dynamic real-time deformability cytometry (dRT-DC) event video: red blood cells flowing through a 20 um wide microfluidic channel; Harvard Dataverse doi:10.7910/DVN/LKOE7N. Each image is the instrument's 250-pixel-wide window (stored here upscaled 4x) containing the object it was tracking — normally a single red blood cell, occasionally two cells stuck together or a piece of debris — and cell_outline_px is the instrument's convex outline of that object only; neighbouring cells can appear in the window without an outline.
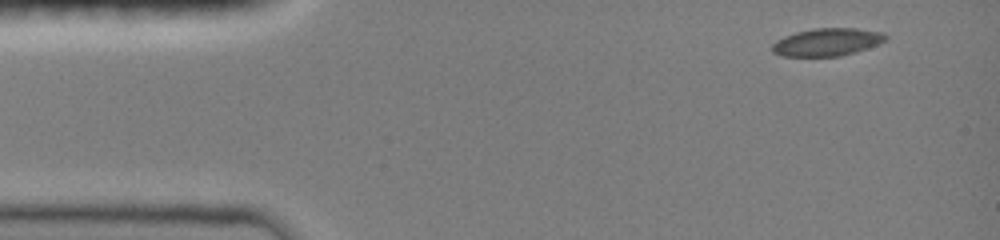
{"species": "common noctule bat (a hibernating species)", "species_latin": "Nyctalus noctula", "temperature_condition": "room temperature", "stored_images_in_passage": 43, "camera_frame_rate_fps": 3000, "um_per_image_px": 0.085, "animal": {"sex": "female", "body_mass_g": 19.0, "forearm_length_mm": 51.5}, "frame": {"image": 1, "passage_image": 1, "time_ms": 0.0, "image_size_px": [1000, 240], "cell_outline_px": [[888, 40], [840, 56], [780, 56], [772, 52], [772, 44], [776, 40], [784, 36], [796, 32], [812, 28], [856, 28], [884, 32], [888, 36]], "centroid_in_image_um": [70.28, 3.56], "position_along_channel_um": 14.7, "area_um2": 18.26}}
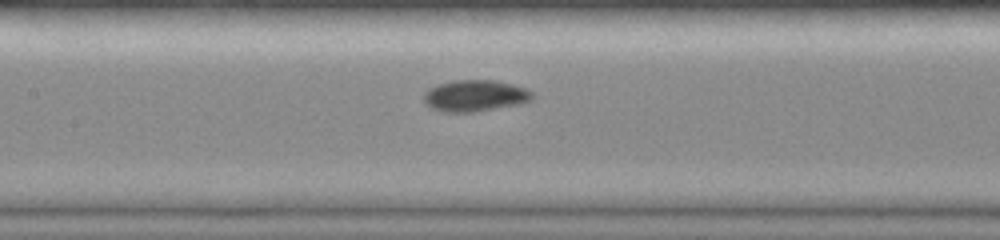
{"frame": {"image": 2, "passage_image": 19, "time_ms": 6.0, "image_size_px": [1000, 240], "cell_outline_px": [[536, 96], [532, 100], [520, 104], [476, 112], [440, 112], [432, 108], [424, 100], [424, 92], [428, 88], [436, 84], [456, 80], [496, 80], [528, 88]], "centroid_in_image_um": [40.41, 8.13], "position_along_channel_um": 167.0, "area_um2": 20.23}}
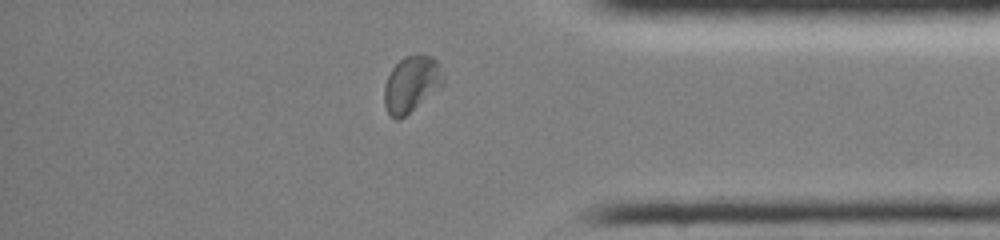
{"frame": {"image": 3, "passage_image": 37, "time_ms": 12.0, "image_size_px": [1000, 240], "cell_outline_px": [[444, 84], [400, 120], [396, 120], [388, 112], [384, 104], [384, 84], [392, 68], [404, 56], [432, 56], [436, 60], [444, 80]], "centroid_in_image_um": [34.94, 7.17], "position_along_channel_um": 400.3, "area_um2": 18.9}, "authors_computed_cell_mechanics": {"area_um2": 18.3226, "velocity_mm_per_s": 4.0054, "shape_relaxation_time_tau1_ms": 4.2833, "shape_relaxation_time_tau2_ms": null, "deformation_change_tau1": 0.1009, "deformation_change_tau2": null}}